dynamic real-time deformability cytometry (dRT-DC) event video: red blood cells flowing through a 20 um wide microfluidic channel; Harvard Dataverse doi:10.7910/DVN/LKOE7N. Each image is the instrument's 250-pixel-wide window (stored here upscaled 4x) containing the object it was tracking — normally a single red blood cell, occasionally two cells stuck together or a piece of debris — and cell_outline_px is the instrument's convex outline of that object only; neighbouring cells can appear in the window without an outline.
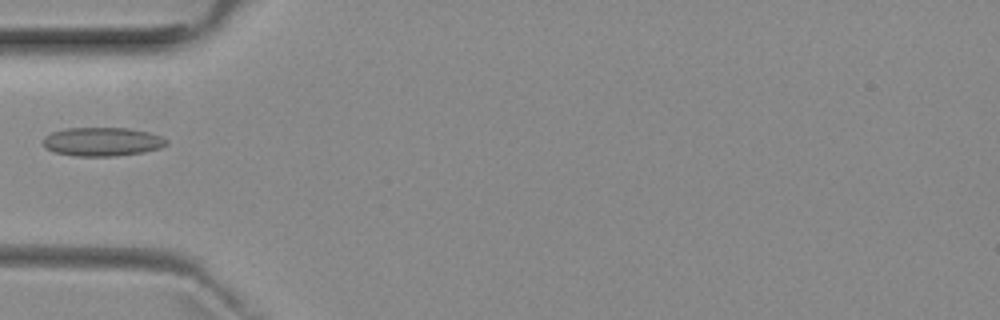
{"species": "common noctule bat (a hibernating species)", "species_latin": "Nyctalus noctula", "temperature_condition": "room temperature", "stored_images_in_passage": 4, "camera_frame_rate_fps": 3000, "um_per_image_px": 0.085, "animal": {"sex": "female", "body_mass_g": 29.2, "forearm_length_mm": 56.3}, "frame": {"image": 1, "passage_image": 4, "time_ms": 3.333, "image_size_px": [1000, 320], "cell_outline_px": [[168, 144], [160, 148], [144, 152], [116, 156], [76, 156], [56, 152], [44, 148], [44, 136], [52, 132], [64, 128], [128, 128], [148, 132], [160, 136], [168, 140]], "centroid_in_image_um": [8.7, 12.04], "position_along_channel_um": 76.3, "area_um2": 20.69}}